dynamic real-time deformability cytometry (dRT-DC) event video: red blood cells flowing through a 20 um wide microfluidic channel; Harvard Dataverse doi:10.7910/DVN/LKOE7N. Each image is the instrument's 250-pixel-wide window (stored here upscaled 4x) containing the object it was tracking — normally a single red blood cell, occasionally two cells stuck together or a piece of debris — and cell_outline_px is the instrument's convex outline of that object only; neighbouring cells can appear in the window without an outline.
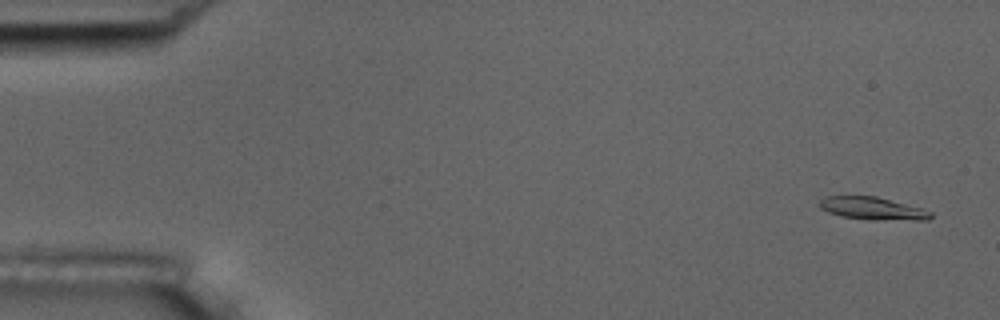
{"species": "common noctule bat (a hibernating species)", "species_latin": "Nyctalus noctula", "temperature_condition": "room temperature", "stored_images_in_passage": 56, "camera_frame_rate_fps": 3000, "um_per_image_px": 0.085, "animal": {"sex": "male", "body_mass_g": 17.5, "forearm_length_mm": 52.3}, "frame": {"image": 1, "passage_image": 3, "time_ms": 0.667, "image_size_px": [1000, 320], "cell_outline_px": [[932, 216], [928, 220], [868, 220], [840, 216], [828, 212], [820, 208], [820, 200], [824, 196], [876, 196], [920, 208], [932, 212]], "centroid_in_image_um": [74.15, 17.73], "position_along_channel_um": 10.9, "area_um2": 14.68}}
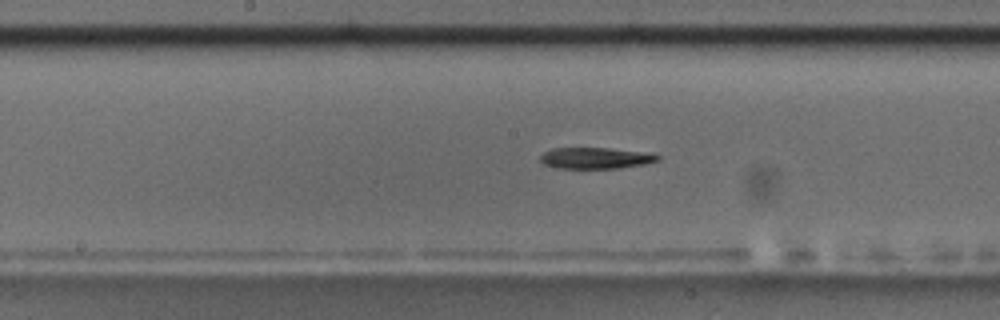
{"frame": {"image": 2, "passage_image": 29, "time_ms": 9.333, "image_size_px": [1000, 320], "cell_outline_px": [[660, 160], [644, 164], [620, 168], [556, 168], [544, 164], [540, 160], [540, 156], [544, 152], [552, 148], [608, 148], [636, 152], [660, 156]], "centroid_in_image_um": [50.55, 13.44], "position_along_channel_um": 197.7, "area_um2": 14.22}}
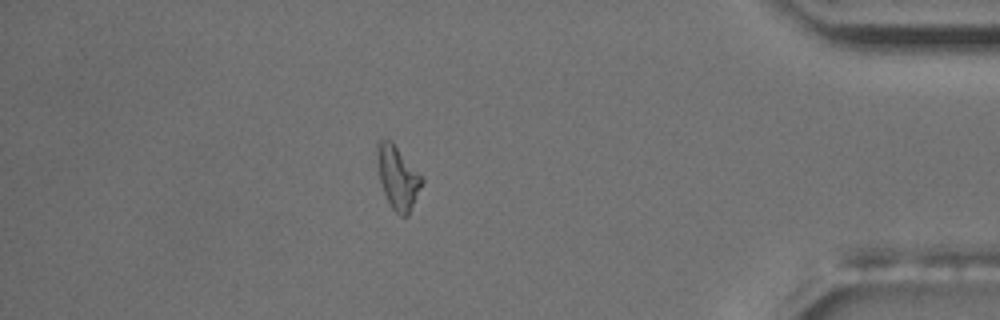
{"frame": {"image": 3, "passage_image": 49, "time_ms": 16.0, "image_size_px": [1000, 320], "cell_outline_px": [[424, 180], [408, 216], [400, 216], [392, 208], [384, 192], [380, 180], [376, 164], [376, 140], [392, 140], [424, 176]], "centroid_in_image_um": [33.81, 15.02], "position_along_channel_um": 401.4, "area_um2": 16.82}}